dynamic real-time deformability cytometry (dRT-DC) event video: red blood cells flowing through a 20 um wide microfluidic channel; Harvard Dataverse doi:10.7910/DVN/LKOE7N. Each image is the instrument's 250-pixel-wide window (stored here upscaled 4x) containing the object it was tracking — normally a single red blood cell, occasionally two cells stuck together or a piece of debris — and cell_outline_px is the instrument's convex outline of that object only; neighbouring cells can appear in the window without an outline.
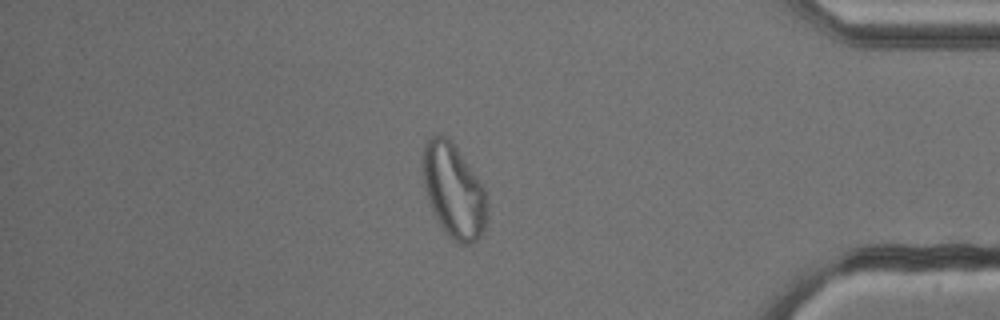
{"species": "common noctule bat (a hibernating species)", "species_latin": "Nyctalus noctula", "temperature_condition": "cold", "stored_images_in_passage": 54, "camera_frame_rate_fps": 3000, "um_per_image_px": 0.085, "animal": {"sex": "male", "body_mass_g": 13.3}, "frame": {"image": 1, "passage_image": 46, "time_ms": 15.0, "image_size_px": [1000, 320], "cell_outline_px": [[488, 224], [484, 232], [472, 244], [460, 244], [448, 236], [444, 232], [436, 220], [428, 200], [424, 184], [424, 148], [428, 136], [444, 136], [452, 140], [484, 188], [488, 208]], "centroid_in_image_um": [38.6, 16.28], "position_along_channel_um": 396.6, "area_um2": 35.26}}